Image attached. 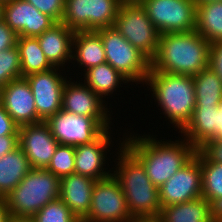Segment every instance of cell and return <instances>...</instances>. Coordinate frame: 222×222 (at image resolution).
Here are the masks:
<instances>
[{
    "label": "cell",
    "instance_id": "cell-1",
    "mask_svg": "<svg viewBox=\"0 0 222 222\" xmlns=\"http://www.w3.org/2000/svg\"><path fill=\"white\" fill-rule=\"evenodd\" d=\"M123 136V145L142 163L150 181L158 189L186 165L197 151L183 137L162 141L149 133L142 136L125 133Z\"/></svg>",
    "mask_w": 222,
    "mask_h": 222
},
{
    "label": "cell",
    "instance_id": "cell-2",
    "mask_svg": "<svg viewBox=\"0 0 222 222\" xmlns=\"http://www.w3.org/2000/svg\"><path fill=\"white\" fill-rule=\"evenodd\" d=\"M210 44L196 30L160 34L150 72L196 75L209 67Z\"/></svg>",
    "mask_w": 222,
    "mask_h": 222
},
{
    "label": "cell",
    "instance_id": "cell-3",
    "mask_svg": "<svg viewBox=\"0 0 222 222\" xmlns=\"http://www.w3.org/2000/svg\"><path fill=\"white\" fill-rule=\"evenodd\" d=\"M118 141L113 176L118 180L133 218H158L161 211L159 189L150 181L142 163ZM117 160V161H116Z\"/></svg>",
    "mask_w": 222,
    "mask_h": 222
},
{
    "label": "cell",
    "instance_id": "cell-4",
    "mask_svg": "<svg viewBox=\"0 0 222 222\" xmlns=\"http://www.w3.org/2000/svg\"><path fill=\"white\" fill-rule=\"evenodd\" d=\"M151 98L164 118L180 133L190 122L195 108V86L191 75L149 72L146 82ZM150 86V87H149Z\"/></svg>",
    "mask_w": 222,
    "mask_h": 222
},
{
    "label": "cell",
    "instance_id": "cell-5",
    "mask_svg": "<svg viewBox=\"0 0 222 222\" xmlns=\"http://www.w3.org/2000/svg\"><path fill=\"white\" fill-rule=\"evenodd\" d=\"M60 197V178L43 168H32L5 197L11 216L32 217Z\"/></svg>",
    "mask_w": 222,
    "mask_h": 222
},
{
    "label": "cell",
    "instance_id": "cell-6",
    "mask_svg": "<svg viewBox=\"0 0 222 222\" xmlns=\"http://www.w3.org/2000/svg\"><path fill=\"white\" fill-rule=\"evenodd\" d=\"M96 31L103 42L106 62L125 77L129 85L135 82L136 85L141 83L144 86L151 70V60L129 43L114 26Z\"/></svg>",
    "mask_w": 222,
    "mask_h": 222
},
{
    "label": "cell",
    "instance_id": "cell-7",
    "mask_svg": "<svg viewBox=\"0 0 222 222\" xmlns=\"http://www.w3.org/2000/svg\"><path fill=\"white\" fill-rule=\"evenodd\" d=\"M114 28L150 60L155 56L160 32L148 18L141 3L121 4Z\"/></svg>",
    "mask_w": 222,
    "mask_h": 222
},
{
    "label": "cell",
    "instance_id": "cell-8",
    "mask_svg": "<svg viewBox=\"0 0 222 222\" xmlns=\"http://www.w3.org/2000/svg\"><path fill=\"white\" fill-rule=\"evenodd\" d=\"M111 119L90 118L60 110L45 122L59 144L77 146L93 142L106 129L112 128Z\"/></svg>",
    "mask_w": 222,
    "mask_h": 222
},
{
    "label": "cell",
    "instance_id": "cell-9",
    "mask_svg": "<svg viewBox=\"0 0 222 222\" xmlns=\"http://www.w3.org/2000/svg\"><path fill=\"white\" fill-rule=\"evenodd\" d=\"M120 5L119 0H65L61 23L74 32L113 27Z\"/></svg>",
    "mask_w": 222,
    "mask_h": 222
},
{
    "label": "cell",
    "instance_id": "cell-10",
    "mask_svg": "<svg viewBox=\"0 0 222 222\" xmlns=\"http://www.w3.org/2000/svg\"><path fill=\"white\" fill-rule=\"evenodd\" d=\"M132 219L123 190L113 174L96 181L90 210L81 222H129Z\"/></svg>",
    "mask_w": 222,
    "mask_h": 222
},
{
    "label": "cell",
    "instance_id": "cell-11",
    "mask_svg": "<svg viewBox=\"0 0 222 222\" xmlns=\"http://www.w3.org/2000/svg\"><path fill=\"white\" fill-rule=\"evenodd\" d=\"M141 5L160 34L196 30L195 0H142Z\"/></svg>",
    "mask_w": 222,
    "mask_h": 222
},
{
    "label": "cell",
    "instance_id": "cell-12",
    "mask_svg": "<svg viewBox=\"0 0 222 222\" xmlns=\"http://www.w3.org/2000/svg\"><path fill=\"white\" fill-rule=\"evenodd\" d=\"M161 206L180 204L202 197L200 151L159 188Z\"/></svg>",
    "mask_w": 222,
    "mask_h": 222
},
{
    "label": "cell",
    "instance_id": "cell-13",
    "mask_svg": "<svg viewBox=\"0 0 222 222\" xmlns=\"http://www.w3.org/2000/svg\"><path fill=\"white\" fill-rule=\"evenodd\" d=\"M62 68L54 67L45 72L33 73L27 79L34 96L37 116L41 121L62 110V92L67 76Z\"/></svg>",
    "mask_w": 222,
    "mask_h": 222
},
{
    "label": "cell",
    "instance_id": "cell-14",
    "mask_svg": "<svg viewBox=\"0 0 222 222\" xmlns=\"http://www.w3.org/2000/svg\"><path fill=\"white\" fill-rule=\"evenodd\" d=\"M45 121L19 126L18 146L32 168H47L58 146Z\"/></svg>",
    "mask_w": 222,
    "mask_h": 222
},
{
    "label": "cell",
    "instance_id": "cell-15",
    "mask_svg": "<svg viewBox=\"0 0 222 222\" xmlns=\"http://www.w3.org/2000/svg\"><path fill=\"white\" fill-rule=\"evenodd\" d=\"M3 20L18 37H37L56 24L26 0L4 2Z\"/></svg>",
    "mask_w": 222,
    "mask_h": 222
},
{
    "label": "cell",
    "instance_id": "cell-16",
    "mask_svg": "<svg viewBox=\"0 0 222 222\" xmlns=\"http://www.w3.org/2000/svg\"><path fill=\"white\" fill-rule=\"evenodd\" d=\"M0 104L18 126L41 122L31 87L25 77L13 79L0 89Z\"/></svg>",
    "mask_w": 222,
    "mask_h": 222
},
{
    "label": "cell",
    "instance_id": "cell-17",
    "mask_svg": "<svg viewBox=\"0 0 222 222\" xmlns=\"http://www.w3.org/2000/svg\"><path fill=\"white\" fill-rule=\"evenodd\" d=\"M106 129L96 140L88 144L75 146V173L91 177L98 181L112 175L111 168L108 170L107 152L109 146L113 147L111 130ZM110 131V132H109Z\"/></svg>",
    "mask_w": 222,
    "mask_h": 222
},
{
    "label": "cell",
    "instance_id": "cell-18",
    "mask_svg": "<svg viewBox=\"0 0 222 222\" xmlns=\"http://www.w3.org/2000/svg\"><path fill=\"white\" fill-rule=\"evenodd\" d=\"M67 80L62 92V110L90 118H111V112L99 95L80 80ZM106 102V103H105ZM105 103V104H104ZM107 106V107H106Z\"/></svg>",
    "mask_w": 222,
    "mask_h": 222
},
{
    "label": "cell",
    "instance_id": "cell-19",
    "mask_svg": "<svg viewBox=\"0 0 222 222\" xmlns=\"http://www.w3.org/2000/svg\"><path fill=\"white\" fill-rule=\"evenodd\" d=\"M74 31L59 22L37 36L39 45L53 67L65 71L66 64L72 61ZM64 67V68H63Z\"/></svg>",
    "mask_w": 222,
    "mask_h": 222
},
{
    "label": "cell",
    "instance_id": "cell-20",
    "mask_svg": "<svg viewBox=\"0 0 222 222\" xmlns=\"http://www.w3.org/2000/svg\"><path fill=\"white\" fill-rule=\"evenodd\" d=\"M96 180L91 177L70 174L60 178V199L82 221L91 207L92 190Z\"/></svg>",
    "mask_w": 222,
    "mask_h": 222
},
{
    "label": "cell",
    "instance_id": "cell-21",
    "mask_svg": "<svg viewBox=\"0 0 222 222\" xmlns=\"http://www.w3.org/2000/svg\"><path fill=\"white\" fill-rule=\"evenodd\" d=\"M219 216L217 210L203 197L161 208V222H213Z\"/></svg>",
    "mask_w": 222,
    "mask_h": 222
},
{
    "label": "cell",
    "instance_id": "cell-22",
    "mask_svg": "<svg viewBox=\"0 0 222 222\" xmlns=\"http://www.w3.org/2000/svg\"><path fill=\"white\" fill-rule=\"evenodd\" d=\"M72 60L78 67L86 71L91 67L106 62L105 51L101 36L97 31H76L73 38Z\"/></svg>",
    "mask_w": 222,
    "mask_h": 222
},
{
    "label": "cell",
    "instance_id": "cell-23",
    "mask_svg": "<svg viewBox=\"0 0 222 222\" xmlns=\"http://www.w3.org/2000/svg\"><path fill=\"white\" fill-rule=\"evenodd\" d=\"M218 107L195 106L190 122L180 132L197 150L207 141L216 139Z\"/></svg>",
    "mask_w": 222,
    "mask_h": 222
},
{
    "label": "cell",
    "instance_id": "cell-24",
    "mask_svg": "<svg viewBox=\"0 0 222 222\" xmlns=\"http://www.w3.org/2000/svg\"><path fill=\"white\" fill-rule=\"evenodd\" d=\"M32 169L26 154L18 146L0 158V197H6Z\"/></svg>",
    "mask_w": 222,
    "mask_h": 222
},
{
    "label": "cell",
    "instance_id": "cell-25",
    "mask_svg": "<svg viewBox=\"0 0 222 222\" xmlns=\"http://www.w3.org/2000/svg\"><path fill=\"white\" fill-rule=\"evenodd\" d=\"M82 74L85 79L80 81H84V84L102 99L116 92L117 88H120L119 85H128L129 82L107 62L91 67Z\"/></svg>",
    "mask_w": 222,
    "mask_h": 222
},
{
    "label": "cell",
    "instance_id": "cell-26",
    "mask_svg": "<svg viewBox=\"0 0 222 222\" xmlns=\"http://www.w3.org/2000/svg\"><path fill=\"white\" fill-rule=\"evenodd\" d=\"M196 31L208 42L222 41V0L196 4Z\"/></svg>",
    "mask_w": 222,
    "mask_h": 222
},
{
    "label": "cell",
    "instance_id": "cell-27",
    "mask_svg": "<svg viewBox=\"0 0 222 222\" xmlns=\"http://www.w3.org/2000/svg\"><path fill=\"white\" fill-rule=\"evenodd\" d=\"M202 197L222 215V163L209 161L200 152Z\"/></svg>",
    "mask_w": 222,
    "mask_h": 222
},
{
    "label": "cell",
    "instance_id": "cell-28",
    "mask_svg": "<svg viewBox=\"0 0 222 222\" xmlns=\"http://www.w3.org/2000/svg\"><path fill=\"white\" fill-rule=\"evenodd\" d=\"M16 46L19 49L22 77L54 68L44 55L37 37H18Z\"/></svg>",
    "mask_w": 222,
    "mask_h": 222
},
{
    "label": "cell",
    "instance_id": "cell-29",
    "mask_svg": "<svg viewBox=\"0 0 222 222\" xmlns=\"http://www.w3.org/2000/svg\"><path fill=\"white\" fill-rule=\"evenodd\" d=\"M195 106L218 107L222 100V80L208 67L193 75Z\"/></svg>",
    "mask_w": 222,
    "mask_h": 222
},
{
    "label": "cell",
    "instance_id": "cell-30",
    "mask_svg": "<svg viewBox=\"0 0 222 222\" xmlns=\"http://www.w3.org/2000/svg\"><path fill=\"white\" fill-rule=\"evenodd\" d=\"M46 169L59 178L74 174L75 146L58 144L51 162Z\"/></svg>",
    "mask_w": 222,
    "mask_h": 222
},
{
    "label": "cell",
    "instance_id": "cell-31",
    "mask_svg": "<svg viewBox=\"0 0 222 222\" xmlns=\"http://www.w3.org/2000/svg\"><path fill=\"white\" fill-rule=\"evenodd\" d=\"M32 218L36 222H81L60 198L46 204Z\"/></svg>",
    "mask_w": 222,
    "mask_h": 222
},
{
    "label": "cell",
    "instance_id": "cell-32",
    "mask_svg": "<svg viewBox=\"0 0 222 222\" xmlns=\"http://www.w3.org/2000/svg\"><path fill=\"white\" fill-rule=\"evenodd\" d=\"M17 78H22V72L19 49L14 46L0 51V89Z\"/></svg>",
    "mask_w": 222,
    "mask_h": 222
},
{
    "label": "cell",
    "instance_id": "cell-33",
    "mask_svg": "<svg viewBox=\"0 0 222 222\" xmlns=\"http://www.w3.org/2000/svg\"><path fill=\"white\" fill-rule=\"evenodd\" d=\"M34 7H36L43 14L51 17L56 23L62 21L64 10H65V0H26Z\"/></svg>",
    "mask_w": 222,
    "mask_h": 222
},
{
    "label": "cell",
    "instance_id": "cell-34",
    "mask_svg": "<svg viewBox=\"0 0 222 222\" xmlns=\"http://www.w3.org/2000/svg\"><path fill=\"white\" fill-rule=\"evenodd\" d=\"M198 150L209 161L222 163V138L209 140Z\"/></svg>",
    "mask_w": 222,
    "mask_h": 222
},
{
    "label": "cell",
    "instance_id": "cell-35",
    "mask_svg": "<svg viewBox=\"0 0 222 222\" xmlns=\"http://www.w3.org/2000/svg\"><path fill=\"white\" fill-rule=\"evenodd\" d=\"M17 38L18 35L2 19L0 21V51L16 46Z\"/></svg>",
    "mask_w": 222,
    "mask_h": 222
},
{
    "label": "cell",
    "instance_id": "cell-36",
    "mask_svg": "<svg viewBox=\"0 0 222 222\" xmlns=\"http://www.w3.org/2000/svg\"><path fill=\"white\" fill-rule=\"evenodd\" d=\"M209 67L212 68L222 80V41L210 44Z\"/></svg>",
    "mask_w": 222,
    "mask_h": 222
},
{
    "label": "cell",
    "instance_id": "cell-37",
    "mask_svg": "<svg viewBox=\"0 0 222 222\" xmlns=\"http://www.w3.org/2000/svg\"><path fill=\"white\" fill-rule=\"evenodd\" d=\"M19 126L13 121L6 109L0 104V136L18 135Z\"/></svg>",
    "mask_w": 222,
    "mask_h": 222
},
{
    "label": "cell",
    "instance_id": "cell-38",
    "mask_svg": "<svg viewBox=\"0 0 222 222\" xmlns=\"http://www.w3.org/2000/svg\"><path fill=\"white\" fill-rule=\"evenodd\" d=\"M18 147V135L0 136V158Z\"/></svg>",
    "mask_w": 222,
    "mask_h": 222
},
{
    "label": "cell",
    "instance_id": "cell-39",
    "mask_svg": "<svg viewBox=\"0 0 222 222\" xmlns=\"http://www.w3.org/2000/svg\"><path fill=\"white\" fill-rule=\"evenodd\" d=\"M11 215L4 197H0V222H8Z\"/></svg>",
    "mask_w": 222,
    "mask_h": 222
},
{
    "label": "cell",
    "instance_id": "cell-40",
    "mask_svg": "<svg viewBox=\"0 0 222 222\" xmlns=\"http://www.w3.org/2000/svg\"><path fill=\"white\" fill-rule=\"evenodd\" d=\"M222 138V100L218 106L216 115V139Z\"/></svg>",
    "mask_w": 222,
    "mask_h": 222
},
{
    "label": "cell",
    "instance_id": "cell-41",
    "mask_svg": "<svg viewBox=\"0 0 222 222\" xmlns=\"http://www.w3.org/2000/svg\"><path fill=\"white\" fill-rule=\"evenodd\" d=\"M8 222H36L32 217L11 216Z\"/></svg>",
    "mask_w": 222,
    "mask_h": 222
},
{
    "label": "cell",
    "instance_id": "cell-42",
    "mask_svg": "<svg viewBox=\"0 0 222 222\" xmlns=\"http://www.w3.org/2000/svg\"><path fill=\"white\" fill-rule=\"evenodd\" d=\"M129 222H161L159 218H133Z\"/></svg>",
    "mask_w": 222,
    "mask_h": 222
},
{
    "label": "cell",
    "instance_id": "cell-43",
    "mask_svg": "<svg viewBox=\"0 0 222 222\" xmlns=\"http://www.w3.org/2000/svg\"><path fill=\"white\" fill-rule=\"evenodd\" d=\"M121 4H134V3H141L142 0H119Z\"/></svg>",
    "mask_w": 222,
    "mask_h": 222
},
{
    "label": "cell",
    "instance_id": "cell-44",
    "mask_svg": "<svg viewBox=\"0 0 222 222\" xmlns=\"http://www.w3.org/2000/svg\"><path fill=\"white\" fill-rule=\"evenodd\" d=\"M3 6L4 2L0 0V21L3 19Z\"/></svg>",
    "mask_w": 222,
    "mask_h": 222
},
{
    "label": "cell",
    "instance_id": "cell-45",
    "mask_svg": "<svg viewBox=\"0 0 222 222\" xmlns=\"http://www.w3.org/2000/svg\"><path fill=\"white\" fill-rule=\"evenodd\" d=\"M210 1H218V0H195V3H203V2H210Z\"/></svg>",
    "mask_w": 222,
    "mask_h": 222
},
{
    "label": "cell",
    "instance_id": "cell-46",
    "mask_svg": "<svg viewBox=\"0 0 222 222\" xmlns=\"http://www.w3.org/2000/svg\"><path fill=\"white\" fill-rule=\"evenodd\" d=\"M213 222H222V215H219Z\"/></svg>",
    "mask_w": 222,
    "mask_h": 222
}]
</instances>
